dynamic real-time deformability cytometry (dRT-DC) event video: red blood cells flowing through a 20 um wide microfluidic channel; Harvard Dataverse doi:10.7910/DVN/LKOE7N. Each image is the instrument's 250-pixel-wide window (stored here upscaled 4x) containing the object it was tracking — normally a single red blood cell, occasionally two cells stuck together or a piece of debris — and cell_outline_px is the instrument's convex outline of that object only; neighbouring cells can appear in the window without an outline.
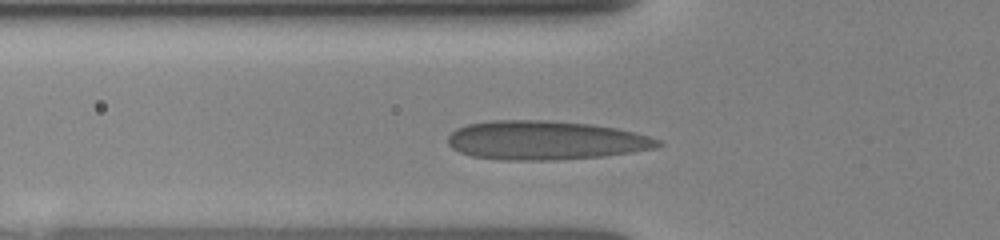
{"species": "human", "species_latin": "Homo sapiens", "temperature_condition": "room temperature", "stored_images_in_passage": 5, "camera_frame_rate_fps": 3000, "um_per_image_px": 0.085, "donor": {"sex": "female"}, "frame": {"image": 1, "passage_image": 3, "time_ms": 0.333, "image_size_px": [1000, 240], "cell_outline_px": [[664, 144], [656, 148], [632, 152], [604, 156], [556, 160], [500, 160], [472, 156], [460, 152], [452, 148], [448, 144], [448, 136], [456, 128], [468, 124], [492, 120], [544, 120], [592, 124], [616, 128], [648, 136], [660, 140]], "centroid_in_image_um": [46.35, 11.93], "position_along_channel_um": 79.4, "area_um2": 47.8}}